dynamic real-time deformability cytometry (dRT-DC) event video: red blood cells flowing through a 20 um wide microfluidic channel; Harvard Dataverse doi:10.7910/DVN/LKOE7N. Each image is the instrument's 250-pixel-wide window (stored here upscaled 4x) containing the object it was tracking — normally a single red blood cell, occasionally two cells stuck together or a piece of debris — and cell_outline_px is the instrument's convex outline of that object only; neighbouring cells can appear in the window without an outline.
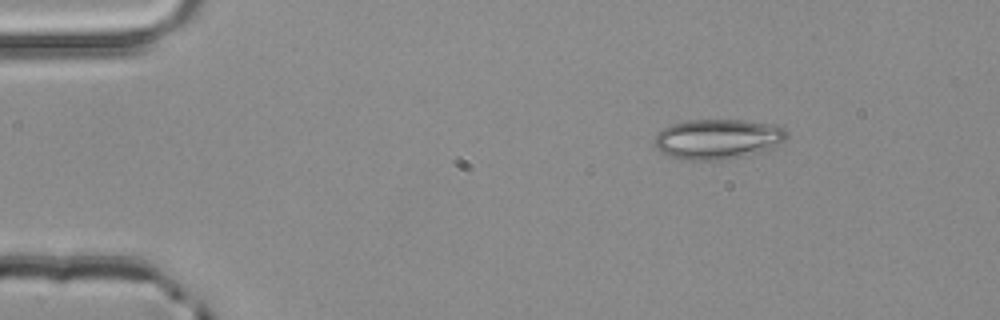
{"species": "common noctule bat (a hibernating species)", "species_latin": "Nyctalus noctula", "temperature_condition": "room temperature", "stored_images_in_passage": 2, "camera_frame_rate_fps": 3000, "um_per_image_px": 0.085, "animal": {"sex": "male", "body_mass_g": 20.4}, "frame": {"image": 1, "passage_image": 2, "time_ms": 0.333, "image_size_px": [1000, 320], "cell_outline_px": [[788, 136], [784, 140], [772, 148], [764, 152], [748, 156], [724, 160], [684, 160], [660, 152], [652, 144], [656, 132], [672, 124], [684, 120], [744, 120], [776, 124], [784, 128], [788, 132]], "centroid_in_image_um": [61.01, 11.82], "position_along_channel_um": 24.0, "area_um2": 31.56}}